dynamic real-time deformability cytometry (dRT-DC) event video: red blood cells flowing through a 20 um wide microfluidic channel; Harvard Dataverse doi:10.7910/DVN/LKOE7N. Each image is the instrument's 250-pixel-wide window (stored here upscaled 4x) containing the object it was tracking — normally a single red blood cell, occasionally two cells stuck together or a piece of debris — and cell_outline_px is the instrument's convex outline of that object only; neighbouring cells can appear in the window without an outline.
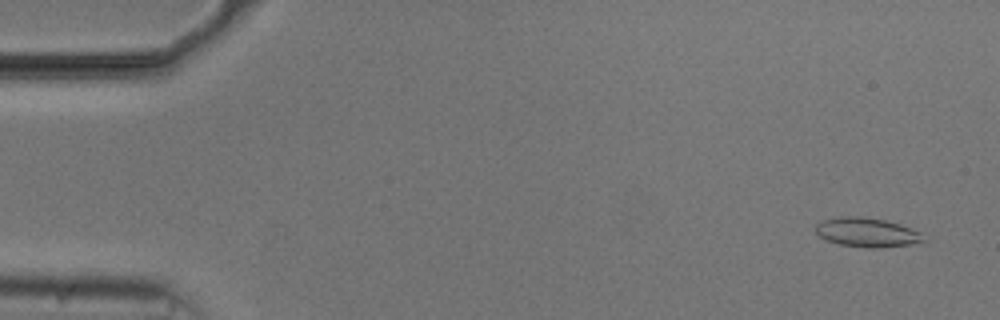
{"species": "common noctule bat (a hibernating species)", "species_latin": "Nyctalus noctula", "temperature_condition": "cold", "stored_images_in_passage": 54, "camera_frame_rate_fps": 3000, "um_per_image_px": 0.085, "animal": {"sex": "male", "body_mass_g": 20.5, "forearm_length_mm": 52.5}, "frame": {"image": 1, "passage_image": 3, "time_ms": 0.667, "image_size_px": [1000, 320], "cell_outline_px": [[928, 240], [908, 244], [880, 248], [868, 248], [840, 244], [828, 240], [820, 236], [816, 232], [816, 224], [820, 220], [840, 216], [860, 216], [884, 220], [900, 224], [920, 232]], "centroid_in_image_um": [73.68, 19.74], "position_along_channel_um": 11.3, "area_um2": 18.32}}
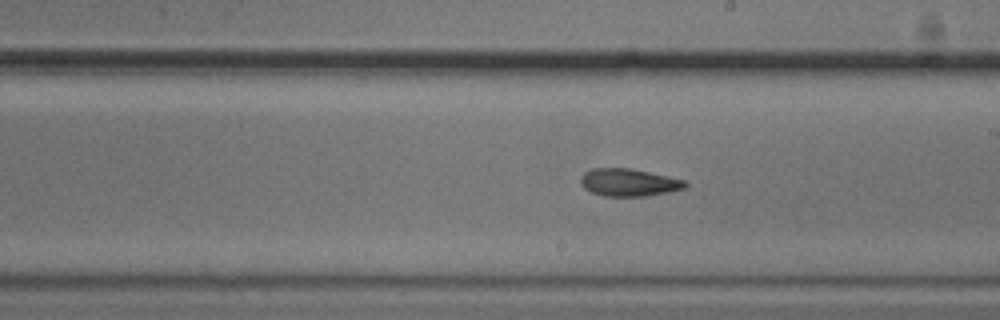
{"frame": {"image": 2, "passage_image": 31, "time_ms": 10.0, "image_size_px": [1000, 320], "cell_outline_px": [[688, 184], [684, 188], [668, 192], [644, 196], [604, 196], [592, 192], [584, 188], [580, 184], [580, 176], [584, 172], [592, 168], [628, 168], [688, 180]], "centroid_in_image_um": [53.44, 15.5], "position_along_channel_um": 235.6, "area_um2": 16.82}}
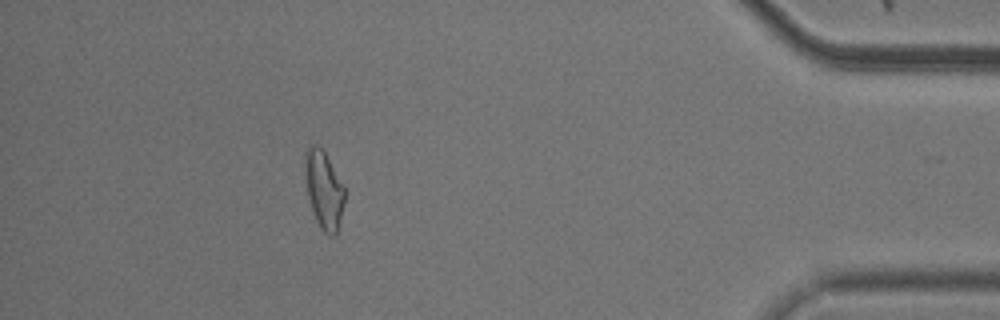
{"frame": {"image": 3, "passage_image": 49, "time_ms": 16.0, "image_size_px": [1000, 320], "cell_outline_px": [[344, 200], [336, 232], [332, 236], [328, 236], [320, 228], [312, 212], [308, 196], [304, 172], [304, 152], [312, 144], [316, 144], [324, 152], [344, 188]], "centroid_in_image_um": [27.48, 16.12], "position_along_channel_um": 407.7, "area_um2": 17.57}, "authors_computed_cell_mechanics": {"area_um2": 17.4556, "velocity_mm_per_s": 3.7186, "shape_relaxation_time_tau1_ms": null, "shape_relaxation_time_tau2_ms": 4.9262, "deformation_change_tau1": null, "deformation_change_tau2": 0.129}}